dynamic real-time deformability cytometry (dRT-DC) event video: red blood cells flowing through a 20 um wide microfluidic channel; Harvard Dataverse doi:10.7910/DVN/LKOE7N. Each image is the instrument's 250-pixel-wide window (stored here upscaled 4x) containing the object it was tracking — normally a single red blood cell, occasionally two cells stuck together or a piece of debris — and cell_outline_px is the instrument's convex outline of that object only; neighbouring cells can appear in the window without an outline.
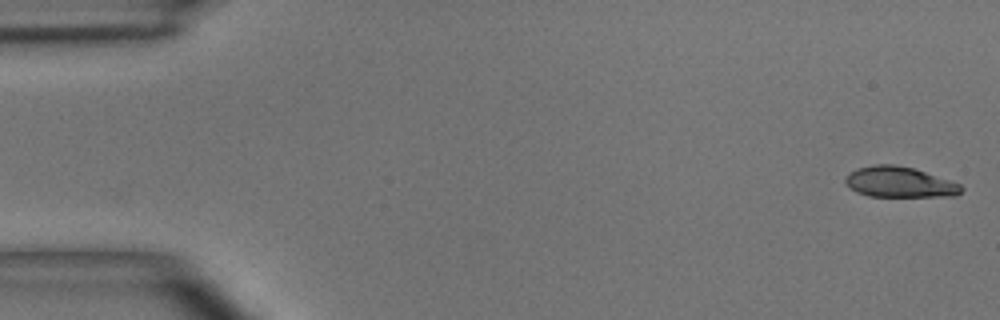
{"species": "common noctule bat (a hibernating species)", "species_latin": "Nyctalus noctula", "temperature_condition": "room temperature", "stored_images_in_passage": 6, "camera_frame_rate_fps": 3000, "um_per_image_px": 0.085, "animal": {"sex": "male", "body_mass_g": 15.6}, "frame": {"image": 1, "passage_image": 1, "time_ms": 0.0, "image_size_px": [1000, 320], "cell_outline_px": [[964, 188], [956, 196], [868, 196], [856, 192], [848, 188], [844, 180], [856, 168], [872, 164], [892, 164], [912, 168], [960, 184]], "centroid_in_image_um": [76.42, 15.48], "position_along_channel_um": 8.6, "area_um2": 20.46}}
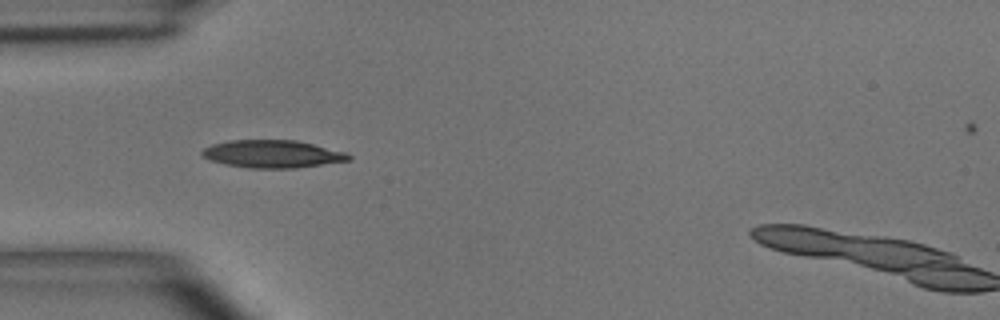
{"frame": {"image": 2, "passage_image": 5, "time_ms": 4.667, "image_size_px": [1000, 320], "cell_outline_px": [[352, 160], [296, 168], [248, 168], [224, 164], [200, 156], [200, 152], [204, 148], [212, 144], [228, 140], [296, 140], [344, 152], [352, 156]], "centroid_in_image_um": [23.12, 13.09], "position_along_channel_um": 61.9, "area_um2": 23.64}}
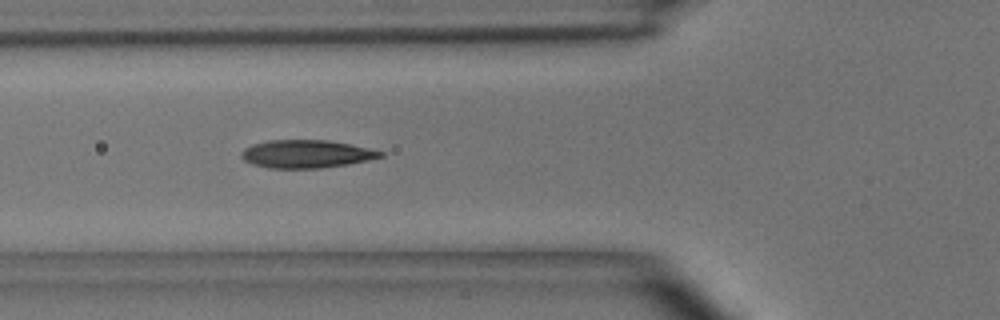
{"frame": {"image": 3, "passage_image": 6, "time_ms": 5.667, "image_size_px": [1000, 320], "cell_outline_px": [[384, 156], [348, 164], [320, 168], [268, 168], [252, 164], [244, 160], [240, 156], [240, 152], [244, 148], [252, 144], [268, 140], [328, 140], [348, 144], [384, 152]], "centroid_in_image_um": [25.97, 13.08], "position_along_channel_um": 99.8, "area_um2": 22.54}}